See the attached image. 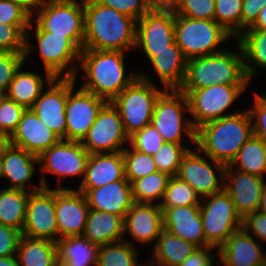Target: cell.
<instances>
[{"label": "cell", "instance_id": "6da1fadb", "mask_svg": "<svg viewBox=\"0 0 266 266\" xmlns=\"http://www.w3.org/2000/svg\"><path fill=\"white\" fill-rule=\"evenodd\" d=\"M137 20L94 0H84L83 49L125 51L135 48Z\"/></svg>", "mask_w": 266, "mask_h": 266}, {"label": "cell", "instance_id": "7a4b0ae2", "mask_svg": "<svg viewBox=\"0 0 266 266\" xmlns=\"http://www.w3.org/2000/svg\"><path fill=\"white\" fill-rule=\"evenodd\" d=\"M253 135L248 109L218 120L207 122L196 129L197 149L207 157L230 165L238 151Z\"/></svg>", "mask_w": 266, "mask_h": 266}, {"label": "cell", "instance_id": "3957f363", "mask_svg": "<svg viewBox=\"0 0 266 266\" xmlns=\"http://www.w3.org/2000/svg\"><path fill=\"white\" fill-rule=\"evenodd\" d=\"M126 52L112 50L82 49L78 63L85 73L86 82L82 85L107 102L113 101L123 89L139 76L138 73H125Z\"/></svg>", "mask_w": 266, "mask_h": 266}, {"label": "cell", "instance_id": "277c9868", "mask_svg": "<svg viewBox=\"0 0 266 266\" xmlns=\"http://www.w3.org/2000/svg\"><path fill=\"white\" fill-rule=\"evenodd\" d=\"M237 52L225 50L187 60L186 76L181 92L204 89L213 85H249L240 45Z\"/></svg>", "mask_w": 266, "mask_h": 266}, {"label": "cell", "instance_id": "5b68a950", "mask_svg": "<svg viewBox=\"0 0 266 266\" xmlns=\"http://www.w3.org/2000/svg\"><path fill=\"white\" fill-rule=\"evenodd\" d=\"M113 100L118 109L128 137L151 124L154 108L159 96L166 90L154 87L143 72Z\"/></svg>", "mask_w": 266, "mask_h": 266}, {"label": "cell", "instance_id": "8992f818", "mask_svg": "<svg viewBox=\"0 0 266 266\" xmlns=\"http://www.w3.org/2000/svg\"><path fill=\"white\" fill-rule=\"evenodd\" d=\"M229 38L231 35L215 20L175 15V41L187 60L223 51L218 47Z\"/></svg>", "mask_w": 266, "mask_h": 266}, {"label": "cell", "instance_id": "52a82bcc", "mask_svg": "<svg viewBox=\"0 0 266 266\" xmlns=\"http://www.w3.org/2000/svg\"><path fill=\"white\" fill-rule=\"evenodd\" d=\"M189 111L188 100L179 89H166L157 99L151 124L162 135L164 142L182 145L185 132L192 143H196V129L192 119H185L184 112Z\"/></svg>", "mask_w": 266, "mask_h": 266}, {"label": "cell", "instance_id": "ba28073f", "mask_svg": "<svg viewBox=\"0 0 266 266\" xmlns=\"http://www.w3.org/2000/svg\"><path fill=\"white\" fill-rule=\"evenodd\" d=\"M201 201L205 247L212 246L218 250L235 231L243 227V219L225 190L202 198Z\"/></svg>", "mask_w": 266, "mask_h": 266}, {"label": "cell", "instance_id": "9c48e42d", "mask_svg": "<svg viewBox=\"0 0 266 266\" xmlns=\"http://www.w3.org/2000/svg\"><path fill=\"white\" fill-rule=\"evenodd\" d=\"M36 15H38L36 19L31 17L30 24L36 23L45 32L67 36L81 50L83 49L84 0H49Z\"/></svg>", "mask_w": 266, "mask_h": 266}, {"label": "cell", "instance_id": "30bf717a", "mask_svg": "<svg viewBox=\"0 0 266 266\" xmlns=\"http://www.w3.org/2000/svg\"><path fill=\"white\" fill-rule=\"evenodd\" d=\"M33 32L44 64L46 85L54 78L77 79L74 63L80 60L81 49L69 37L42 31L36 24Z\"/></svg>", "mask_w": 266, "mask_h": 266}, {"label": "cell", "instance_id": "8fae6325", "mask_svg": "<svg viewBox=\"0 0 266 266\" xmlns=\"http://www.w3.org/2000/svg\"><path fill=\"white\" fill-rule=\"evenodd\" d=\"M247 86L215 84L204 89L182 92L187 97L188 112L193 117L194 121L191 122L194 128L197 129L207 122L238 113L239 111L224 114Z\"/></svg>", "mask_w": 266, "mask_h": 266}, {"label": "cell", "instance_id": "7c38bea8", "mask_svg": "<svg viewBox=\"0 0 266 266\" xmlns=\"http://www.w3.org/2000/svg\"><path fill=\"white\" fill-rule=\"evenodd\" d=\"M75 81V78H68L66 140L82 142L107 101L83 88L73 92Z\"/></svg>", "mask_w": 266, "mask_h": 266}, {"label": "cell", "instance_id": "4fadbf2b", "mask_svg": "<svg viewBox=\"0 0 266 266\" xmlns=\"http://www.w3.org/2000/svg\"><path fill=\"white\" fill-rule=\"evenodd\" d=\"M127 142L129 137L120 113L111 102H107L81 143L90 154H97L123 151Z\"/></svg>", "mask_w": 266, "mask_h": 266}, {"label": "cell", "instance_id": "5bb4252c", "mask_svg": "<svg viewBox=\"0 0 266 266\" xmlns=\"http://www.w3.org/2000/svg\"><path fill=\"white\" fill-rule=\"evenodd\" d=\"M193 149L182 158L177 176L195 189L201 198L223 191L226 165L204 154L201 156L198 149Z\"/></svg>", "mask_w": 266, "mask_h": 266}, {"label": "cell", "instance_id": "9a60e30c", "mask_svg": "<svg viewBox=\"0 0 266 266\" xmlns=\"http://www.w3.org/2000/svg\"><path fill=\"white\" fill-rule=\"evenodd\" d=\"M22 235L34 239L58 240L55 212V188L31 192L26 206Z\"/></svg>", "mask_w": 266, "mask_h": 266}, {"label": "cell", "instance_id": "2e32d148", "mask_svg": "<svg viewBox=\"0 0 266 266\" xmlns=\"http://www.w3.org/2000/svg\"><path fill=\"white\" fill-rule=\"evenodd\" d=\"M90 153L81 142L61 139L57 144L45 150L39 157V167L42 172L57 175L58 186L60 180L66 176L85 175L87 160Z\"/></svg>", "mask_w": 266, "mask_h": 266}, {"label": "cell", "instance_id": "e0dca14e", "mask_svg": "<svg viewBox=\"0 0 266 266\" xmlns=\"http://www.w3.org/2000/svg\"><path fill=\"white\" fill-rule=\"evenodd\" d=\"M175 41V14L147 12L137 20L135 49L142 48L149 61L154 52L171 49Z\"/></svg>", "mask_w": 266, "mask_h": 266}, {"label": "cell", "instance_id": "ac0fdd59", "mask_svg": "<svg viewBox=\"0 0 266 266\" xmlns=\"http://www.w3.org/2000/svg\"><path fill=\"white\" fill-rule=\"evenodd\" d=\"M89 210L86 197L82 192L71 188H56L55 212L58 240L83 235Z\"/></svg>", "mask_w": 266, "mask_h": 266}, {"label": "cell", "instance_id": "d6986e66", "mask_svg": "<svg viewBox=\"0 0 266 266\" xmlns=\"http://www.w3.org/2000/svg\"><path fill=\"white\" fill-rule=\"evenodd\" d=\"M47 88L46 92L42 91L31 109L53 132L66 140L68 78H54Z\"/></svg>", "mask_w": 266, "mask_h": 266}, {"label": "cell", "instance_id": "ffe728a7", "mask_svg": "<svg viewBox=\"0 0 266 266\" xmlns=\"http://www.w3.org/2000/svg\"><path fill=\"white\" fill-rule=\"evenodd\" d=\"M234 169L226 166L224 190L230 195L236 212L244 219L248 214L258 210L266 182L264 178Z\"/></svg>", "mask_w": 266, "mask_h": 266}, {"label": "cell", "instance_id": "44dd1931", "mask_svg": "<svg viewBox=\"0 0 266 266\" xmlns=\"http://www.w3.org/2000/svg\"><path fill=\"white\" fill-rule=\"evenodd\" d=\"M61 138L53 132L32 109H26L11 136L12 145L40 156Z\"/></svg>", "mask_w": 266, "mask_h": 266}, {"label": "cell", "instance_id": "7402d4cb", "mask_svg": "<svg viewBox=\"0 0 266 266\" xmlns=\"http://www.w3.org/2000/svg\"><path fill=\"white\" fill-rule=\"evenodd\" d=\"M1 161L3 178L6 177L12 184L6 188L20 189L28 192H36L42 188H49L44 173L41 175L39 185L34 186L33 184L31 188L26 186V183L31 184L30 180L34 177L35 166L39 164V157L35 154L11 145Z\"/></svg>", "mask_w": 266, "mask_h": 266}, {"label": "cell", "instance_id": "603a6c76", "mask_svg": "<svg viewBox=\"0 0 266 266\" xmlns=\"http://www.w3.org/2000/svg\"><path fill=\"white\" fill-rule=\"evenodd\" d=\"M84 194L89 209L104 211L125 217L132 207L131 183L128 180H118L98 188H77Z\"/></svg>", "mask_w": 266, "mask_h": 266}, {"label": "cell", "instance_id": "cb8c5ba5", "mask_svg": "<svg viewBox=\"0 0 266 266\" xmlns=\"http://www.w3.org/2000/svg\"><path fill=\"white\" fill-rule=\"evenodd\" d=\"M216 251L224 266L266 265V254L262 252L260 243L243 227L235 231Z\"/></svg>", "mask_w": 266, "mask_h": 266}, {"label": "cell", "instance_id": "d4e9b609", "mask_svg": "<svg viewBox=\"0 0 266 266\" xmlns=\"http://www.w3.org/2000/svg\"><path fill=\"white\" fill-rule=\"evenodd\" d=\"M163 230V213L158 204L134 202L124 217L126 231L139 243H155Z\"/></svg>", "mask_w": 266, "mask_h": 266}, {"label": "cell", "instance_id": "484cf974", "mask_svg": "<svg viewBox=\"0 0 266 266\" xmlns=\"http://www.w3.org/2000/svg\"><path fill=\"white\" fill-rule=\"evenodd\" d=\"M162 213L163 229L197 247H205L200 205L166 208Z\"/></svg>", "mask_w": 266, "mask_h": 266}, {"label": "cell", "instance_id": "4316f807", "mask_svg": "<svg viewBox=\"0 0 266 266\" xmlns=\"http://www.w3.org/2000/svg\"><path fill=\"white\" fill-rule=\"evenodd\" d=\"M125 177L123 152L90 154L83 181L77 188H98Z\"/></svg>", "mask_w": 266, "mask_h": 266}, {"label": "cell", "instance_id": "83f0119b", "mask_svg": "<svg viewBox=\"0 0 266 266\" xmlns=\"http://www.w3.org/2000/svg\"><path fill=\"white\" fill-rule=\"evenodd\" d=\"M124 218L104 211L90 209L83 236L100 246L124 240Z\"/></svg>", "mask_w": 266, "mask_h": 266}, {"label": "cell", "instance_id": "f1b7e54d", "mask_svg": "<svg viewBox=\"0 0 266 266\" xmlns=\"http://www.w3.org/2000/svg\"><path fill=\"white\" fill-rule=\"evenodd\" d=\"M150 62L165 89H179L183 85L187 59L176 41L171 44V49L154 52Z\"/></svg>", "mask_w": 266, "mask_h": 266}, {"label": "cell", "instance_id": "f546056e", "mask_svg": "<svg viewBox=\"0 0 266 266\" xmlns=\"http://www.w3.org/2000/svg\"><path fill=\"white\" fill-rule=\"evenodd\" d=\"M153 246V258L148 260V266H179L197 248L165 229Z\"/></svg>", "mask_w": 266, "mask_h": 266}, {"label": "cell", "instance_id": "4dcf8cb0", "mask_svg": "<svg viewBox=\"0 0 266 266\" xmlns=\"http://www.w3.org/2000/svg\"><path fill=\"white\" fill-rule=\"evenodd\" d=\"M58 262L66 266H97L99 246L83 235L57 240Z\"/></svg>", "mask_w": 266, "mask_h": 266}, {"label": "cell", "instance_id": "1f68e13d", "mask_svg": "<svg viewBox=\"0 0 266 266\" xmlns=\"http://www.w3.org/2000/svg\"><path fill=\"white\" fill-rule=\"evenodd\" d=\"M16 255L19 266H55L58 261L56 242L23 235Z\"/></svg>", "mask_w": 266, "mask_h": 266}, {"label": "cell", "instance_id": "d6a6232c", "mask_svg": "<svg viewBox=\"0 0 266 266\" xmlns=\"http://www.w3.org/2000/svg\"><path fill=\"white\" fill-rule=\"evenodd\" d=\"M236 40L241 47L246 75L250 81L258 74L255 66L266 69V30L247 29Z\"/></svg>", "mask_w": 266, "mask_h": 266}, {"label": "cell", "instance_id": "836d02e7", "mask_svg": "<svg viewBox=\"0 0 266 266\" xmlns=\"http://www.w3.org/2000/svg\"><path fill=\"white\" fill-rule=\"evenodd\" d=\"M30 193L25 190L13 188L0 189L1 225H6L22 233Z\"/></svg>", "mask_w": 266, "mask_h": 266}, {"label": "cell", "instance_id": "e575fe53", "mask_svg": "<svg viewBox=\"0 0 266 266\" xmlns=\"http://www.w3.org/2000/svg\"><path fill=\"white\" fill-rule=\"evenodd\" d=\"M21 69L22 67L15 73L5 96L25 109H31L42 93L45 83L42 75L35 72H22Z\"/></svg>", "mask_w": 266, "mask_h": 266}, {"label": "cell", "instance_id": "d590c367", "mask_svg": "<svg viewBox=\"0 0 266 266\" xmlns=\"http://www.w3.org/2000/svg\"><path fill=\"white\" fill-rule=\"evenodd\" d=\"M229 166H236L235 170L263 178L266 174V142L252 135Z\"/></svg>", "mask_w": 266, "mask_h": 266}, {"label": "cell", "instance_id": "8d00e7d4", "mask_svg": "<svg viewBox=\"0 0 266 266\" xmlns=\"http://www.w3.org/2000/svg\"><path fill=\"white\" fill-rule=\"evenodd\" d=\"M171 176L156 171L145 177L134 180L131 190L134 202L137 203H161ZM156 201V202H155Z\"/></svg>", "mask_w": 266, "mask_h": 266}, {"label": "cell", "instance_id": "74e56055", "mask_svg": "<svg viewBox=\"0 0 266 266\" xmlns=\"http://www.w3.org/2000/svg\"><path fill=\"white\" fill-rule=\"evenodd\" d=\"M33 24H1L0 23V51L25 53V58L35 49L30 39V29Z\"/></svg>", "mask_w": 266, "mask_h": 266}, {"label": "cell", "instance_id": "f35d334b", "mask_svg": "<svg viewBox=\"0 0 266 266\" xmlns=\"http://www.w3.org/2000/svg\"><path fill=\"white\" fill-rule=\"evenodd\" d=\"M137 248L128 240H122L100 246L98 250L97 266H146L138 262Z\"/></svg>", "mask_w": 266, "mask_h": 266}, {"label": "cell", "instance_id": "ab89813d", "mask_svg": "<svg viewBox=\"0 0 266 266\" xmlns=\"http://www.w3.org/2000/svg\"><path fill=\"white\" fill-rule=\"evenodd\" d=\"M202 198L188 183L178 176L169 179L163 199L159 204L161 210L178 206L200 205Z\"/></svg>", "mask_w": 266, "mask_h": 266}, {"label": "cell", "instance_id": "60d3db41", "mask_svg": "<svg viewBox=\"0 0 266 266\" xmlns=\"http://www.w3.org/2000/svg\"><path fill=\"white\" fill-rule=\"evenodd\" d=\"M243 0H215L214 20L231 36L241 35Z\"/></svg>", "mask_w": 266, "mask_h": 266}, {"label": "cell", "instance_id": "b9f144b4", "mask_svg": "<svg viewBox=\"0 0 266 266\" xmlns=\"http://www.w3.org/2000/svg\"><path fill=\"white\" fill-rule=\"evenodd\" d=\"M191 149L185 145L164 142L152 157L159 172L177 176L182 158Z\"/></svg>", "mask_w": 266, "mask_h": 266}, {"label": "cell", "instance_id": "7bdbcfd3", "mask_svg": "<svg viewBox=\"0 0 266 266\" xmlns=\"http://www.w3.org/2000/svg\"><path fill=\"white\" fill-rule=\"evenodd\" d=\"M122 152L125 177L130 183H132L134 180L158 171L152 156L132 148L129 149L127 145Z\"/></svg>", "mask_w": 266, "mask_h": 266}, {"label": "cell", "instance_id": "ee69618b", "mask_svg": "<svg viewBox=\"0 0 266 266\" xmlns=\"http://www.w3.org/2000/svg\"><path fill=\"white\" fill-rule=\"evenodd\" d=\"M163 143L162 135L149 124L130 136L127 144L134 150L153 156Z\"/></svg>", "mask_w": 266, "mask_h": 266}, {"label": "cell", "instance_id": "f6af8a7d", "mask_svg": "<svg viewBox=\"0 0 266 266\" xmlns=\"http://www.w3.org/2000/svg\"><path fill=\"white\" fill-rule=\"evenodd\" d=\"M175 15L193 19L214 20L215 0H180Z\"/></svg>", "mask_w": 266, "mask_h": 266}, {"label": "cell", "instance_id": "bcb514c9", "mask_svg": "<svg viewBox=\"0 0 266 266\" xmlns=\"http://www.w3.org/2000/svg\"><path fill=\"white\" fill-rule=\"evenodd\" d=\"M25 53L0 51V91L6 93L15 73L24 66Z\"/></svg>", "mask_w": 266, "mask_h": 266}, {"label": "cell", "instance_id": "7dc6e473", "mask_svg": "<svg viewBox=\"0 0 266 266\" xmlns=\"http://www.w3.org/2000/svg\"><path fill=\"white\" fill-rule=\"evenodd\" d=\"M25 110L23 106L4 95L0 100V131L12 136Z\"/></svg>", "mask_w": 266, "mask_h": 266}, {"label": "cell", "instance_id": "c3c4849f", "mask_svg": "<svg viewBox=\"0 0 266 266\" xmlns=\"http://www.w3.org/2000/svg\"><path fill=\"white\" fill-rule=\"evenodd\" d=\"M104 6L110 7L135 20L143 17L147 12L144 0H94Z\"/></svg>", "mask_w": 266, "mask_h": 266}, {"label": "cell", "instance_id": "681fc988", "mask_svg": "<svg viewBox=\"0 0 266 266\" xmlns=\"http://www.w3.org/2000/svg\"><path fill=\"white\" fill-rule=\"evenodd\" d=\"M31 15L12 0H0L1 24H30Z\"/></svg>", "mask_w": 266, "mask_h": 266}, {"label": "cell", "instance_id": "f907efd6", "mask_svg": "<svg viewBox=\"0 0 266 266\" xmlns=\"http://www.w3.org/2000/svg\"><path fill=\"white\" fill-rule=\"evenodd\" d=\"M254 94L255 103L248 109L252 120L253 135L266 142V100L261 95Z\"/></svg>", "mask_w": 266, "mask_h": 266}, {"label": "cell", "instance_id": "816d5d0a", "mask_svg": "<svg viewBox=\"0 0 266 266\" xmlns=\"http://www.w3.org/2000/svg\"><path fill=\"white\" fill-rule=\"evenodd\" d=\"M22 233L0 224V257L15 256Z\"/></svg>", "mask_w": 266, "mask_h": 266}, {"label": "cell", "instance_id": "f5cc1de1", "mask_svg": "<svg viewBox=\"0 0 266 266\" xmlns=\"http://www.w3.org/2000/svg\"><path fill=\"white\" fill-rule=\"evenodd\" d=\"M266 5V0H243L241 12V34L251 28L258 19L259 12Z\"/></svg>", "mask_w": 266, "mask_h": 266}, {"label": "cell", "instance_id": "db71d44e", "mask_svg": "<svg viewBox=\"0 0 266 266\" xmlns=\"http://www.w3.org/2000/svg\"><path fill=\"white\" fill-rule=\"evenodd\" d=\"M243 228L250 235L256 236L255 238H258L262 242H266V214L261 213L259 211H255L253 213L248 214L243 219Z\"/></svg>", "mask_w": 266, "mask_h": 266}, {"label": "cell", "instance_id": "11a10c76", "mask_svg": "<svg viewBox=\"0 0 266 266\" xmlns=\"http://www.w3.org/2000/svg\"><path fill=\"white\" fill-rule=\"evenodd\" d=\"M212 246L197 247L179 266H213Z\"/></svg>", "mask_w": 266, "mask_h": 266}, {"label": "cell", "instance_id": "9f6ffc18", "mask_svg": "<svg viewBox=\"0 0 266 266\" xmlns=\"http://www.w3.org/2000/svg\"><path fill=\"white\" fill-rule=\"evenodd\" d=\"M148 12H176L180 0H144Z\"/></svg>", "mask_w": 266, "mask_h": 266}, {"label": "cell", "instance_id": "6f0895ef", "mask_svg": "<svg viewBox=\"0 0 266 266\" xmlns=\"http://www.w3.org/2000/svg\"><path fill=\"white\" fill-rule=\"evenodd\" d=\"M14 3L19 4L23 9H25L31 17L37 12L45 3L49 0H12Z\"/></svg>", "mask_w": 266, "mask_h": 266}, {"label": "cell", "instance_id": "680465c9", "mask_svg": "<svg viewBox=\"0 0 266 266\" xmlns=\"http://www.w3.org/2000/svg\"><path fill=\"white\" fill-rule=\"evenodd\" d=\"M11 136L0 131V158L5 155L6 151L11 147Z\"/></svg>", "mask_w": 266, "mask_h": 266}, {"label": "cell", "instance_id": "91938a15", "mask_svg": "<svg viewBox=\"0 0 266 266\" xmlns=\"http://www.w3.org/2000/svg\"><path fill=\"white\" fill-rule=\"evenodd\" d=\"M249 29L266 30V5L262 7L261 11L259 12L258 19L256 20L255 24Z\"/></svg>", "mask_w": 266, "mask_h": 266}, {"label": "cell", "instance_id": "94428289", "mask_svg": "<svg viewBox=\"0 0 266 266\" xmlns=\"http://www.w3.org/2000/svg\"><path fill=\"white\" fill-rule=\"evenodd\" d=\"M0 266H19L17 257H0Z\"/></svg>", "mask_w": 266, "mask_h": 266}, {"label": "cell", "instance_id": "6125c7cd", "mask_svg": "<svg viewBox=\"0 0 266 266\" xmlns=\"http://www.w3.org/2000/svg\"><path fill=\"white\" fill-rule=\"evenodd\" d=\"M257 211L266 214V187L262 191Z\"/></svg>", "mask_w": 266, "mask_h": 266}, {"label": "cell", "instance_id": "be15d7a7", "mask_svg": "<svg viewBox=\"0 0 266 266\" xmlns=\"http://www.w3.org/2000/svg\"><path fill=\"white\" fill-rule=\"evenodd\" d=\"M3 178V169H2V161L0 158V179Z\"/></svg>", "mask_w": 266, "mask_h": 266}, {"label": "cell", "instance_id": "e7e4bbea", "mask_svg": "<svg viewBox=\"0 0 266 266\" xmlns=\"http://www.w3.org/2000/svg\"><path fill=\"white\" fill-rule=\"evenodd\" d=\"M55 266H66L64 263H60L57 261V263L55 264Z\"/></svg>", "mask_w": 266, "mask_h": 266}, {"label": "cell", "instance_id": "03108f58", "mask_svg": "<svg viewBox=\"0 0 266 266\" xmlns=\"http://www.w3.org/2000/svg\"><path fill=\"white\" fill-rule=\"evenodd\" d=\"M4 95L5 94L0 91V100L4 97Z\"/></svg>", "mask_w": 266, "mask_h": 266}, {"label": "cell", "instance_id": "003e7915", "mask_svg": "<svg viewBox=\"0 0 266 266\" xmlns=\"http://www.w3.org/2000/svg\"><path fill=\"white\" fill-rule=\"evenodd\" d=\"M265 100H266V93H264L263 95H261Z\"/></svg>", "mask_w": 266, "mask_h": 266}]
</instances>
